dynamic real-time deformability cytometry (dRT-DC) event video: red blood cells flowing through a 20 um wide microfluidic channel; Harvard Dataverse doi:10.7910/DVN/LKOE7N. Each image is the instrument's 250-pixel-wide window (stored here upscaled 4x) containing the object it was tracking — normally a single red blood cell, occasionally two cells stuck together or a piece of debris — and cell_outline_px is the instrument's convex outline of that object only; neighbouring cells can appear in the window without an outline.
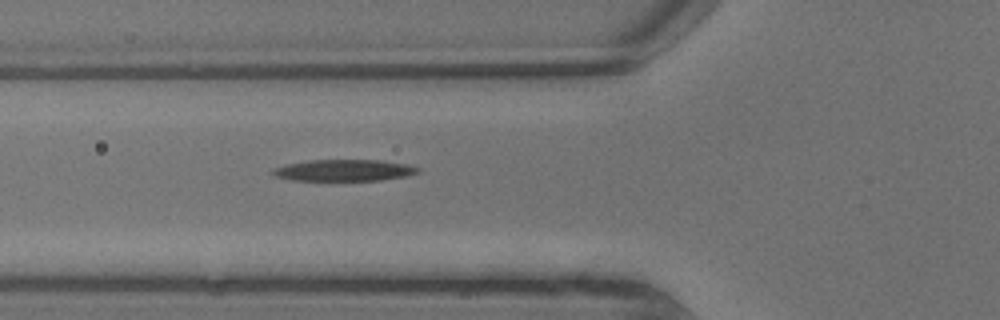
{"species": "common noctule bat (a hibernating species)", "species_latin": "Nyctalus noctula", "temperature_condition": "warm", "stored_images_in_passage": 2, "camera_frame_rate_fps": 3000, "um_per_image_px": 0.085, "animal": {"sex": "male", "body_mass_g": 13.3}, "frame": {"image": 1, "passage_image": 2, "time_ms": 0.333, "image_size_px": [1000, 320], "cell_outline_px": [[420, 172], [408, 176], [380, 180], [292, 180], [272, 176], [272, 168], [288, 164], [308, 160], [380, 160], [408, 164], [420, 168]], "centroid_in_image_um": [29.25, 14.47], "position_along_channel_um": 96.5, "area_um2": 18.26}}